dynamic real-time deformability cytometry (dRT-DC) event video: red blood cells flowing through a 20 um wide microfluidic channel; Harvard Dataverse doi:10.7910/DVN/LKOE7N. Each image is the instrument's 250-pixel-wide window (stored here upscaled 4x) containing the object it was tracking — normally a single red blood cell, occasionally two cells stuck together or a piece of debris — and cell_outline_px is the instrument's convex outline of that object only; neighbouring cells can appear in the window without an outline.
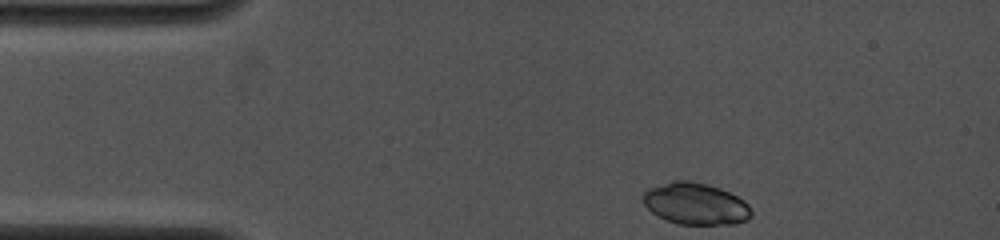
{"species": "common noctule bat (a hibernating species)", "species_latin": "Nyctalus noctula", "temperature_condition": "cold", "stored_images_in_passage": 8, "camera_frame_rate_fps": 4000, "um_per_image_px": 0.085, "animal": {"sex": "female", "body_mass_g": 19.0, "forearm_length_mm": 53.3}, "frame": {"image": 1, "passage_image": 1, "time_ms": 0.0, "image_size_px": [1000, 240], "cell_outline_px": [[752, 216], [748, 220], [736, 224], [676, 224], [652, 212], [644, 204], [640, 196], [648, 188], [672, 180], [688, 180], [708, 184], [720, 188], [744, 200], [748, 204], [752, 212]], "centroid_in_image_um": [59.12, 17.31], "position_along_channel_um": 25.9, "area_um2": 26.53}}
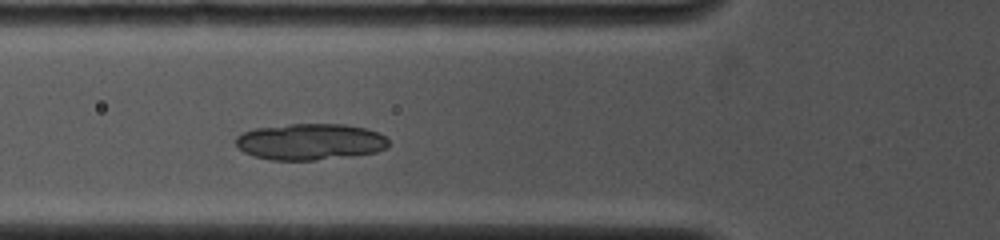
{"frame": {"image": 2, "passage_image": 8, "time_ms": 3.25, "image_size_px": [1000, 240], "cell_outline_px": [[388, 144], [384, 148], [376, 152], [348, 156], [316, 160], [272, 160], [252, 156], [244, 152], [236, 144], [236, 136], [244, 132], [256, 128], [288, 124], [344, 124], [364, 128], [376, 132], [384, 136], [388, 140]], "centroid_in_image_um": [26.33, 12.05], "position_along_channel_um": 99.5, "area_um2": 32.19}}